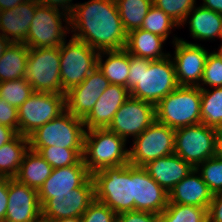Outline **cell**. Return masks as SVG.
<instances>
[{
    "label": "cell",
    "instance_id": "6da1fadb",
    "mask_svg": "<svg viewBox=\"0 0 222 222\" xmlns=\"http://www.w3.org/2000/svg\"><path fill=\"white\" fill-rule=\"evenodd\" d=\"M72 37L97 51L124 49L128 33L115 0H90L74 4L69 15Z\"/></svg>",
    "mask_w": 222,
    "mask_h": 222
},
{
    "label": "cell",
    "instance_id": "7a4b0ae2",
    "mask_svg": "<svg viewBox=\"0 0 222 222\" xmlns=\"http://www.w3.org/2000/svg\"><path fill=\"white\" fill-rule=\"evenodd\" d=\"M171 55L149 60L129 54L128 90L130 96L156 105L175 90L177 82Z\"/></svg>",
    "mask_w": 222,
    "mask_h": 222
},
{
    "label": "cell",
    "instance_id": "3957f363",
    "mask_svg": "<svg viewBox=\"0 0 222 222\" xmlns=\"http://www.w3.org/2000/svg\"><path fill=\"white\" fill-rule=\"evenodd\" d=\"M95 199L117 215L134 210L132 165L106 167L92 175Z\"/></svg>",
    "mask_w": 222,
    "mask_h": 222
},
{
    "label": "cell",
    "instance_id": "277c9868",
    "mask_svg": "<svg viewBox=\"0 0 222 222\" xmlns=\"http://www.w3.org/2000/svg\"><path fill=\"white\" fill-rule=\"evenodd\" d=\"M125 144L122 137L107 128L86 130L83 161L88 172L93 175L106 167L129 164V150L124 149Z\"/></svg>",
    "mask_w": 222,
    "mask_h": 222
},
{
    "label": "cell",
    "instance_id": "5b68a950",
    "mask_svg": "<svg viewBox=\"0 0 222 222\" xmlns=\"http://www.w3.org/2000/svg\"><path fill=\"white\" fill-rule=\"evenodd\" d=\"M156 121L172 129L201 123V88L178 86L156 105Z\"/></svg>",
    "mask_w": 222,
    "mask_h": 222
},
{
    "label": "cell",
    "instance_id": "8992f818",
    "mask_svg": "<svg viewBox=\"0 0 222 222\" xmlns=\"http://www.w3.org/2000/svg\"><path fill=\"white\" fill-rule=\"evenodd\" d=\"M82 118L65 110L55 119L39 127L29 136L30 147L56 146L84 149L86 129Z\"/></svg>",
    "mask_w": 222,
    "mask_h": 222
},
{
    "label": "cell",
    "instance_id": "52a82bcc",
    "mask_svg": "<svg viewBox=\"0 0 222 222\" xmlns=\"http://www.w3.org/2000/svg\"><path fill=\"white\" fill-rule=\"evenodd\" d=\"M59 47L62 94L79 85L97 68L99 51L73 37Z\"/></svg>",
    "mask_w": 222,
    "mask_h": 222
},
{
    "label": "cell",
    "instance_id": "ba28073f",
    "mask_svg": "<svg viewBox=\"0 0 222 222\" xmlns=\"http://www.w3.org/2000/svg\"><path fill=\"white\" fill-rule=\"evenodd\" d=\"M24 78L34 92L62 93L59 47L29 48Z\"/></svg>",
    "mask_w": 222,
    "mask_h": 222
},
{
    "label": "cell",
    "instance_id": "9c48e42d",
    "mask_svg": "<svg viewBox=\"0 0 222 222\" xmlns=\"http://www.w3.org/2000/svg\"><path fill=\"white\" fill-rule=\"evenodd\" d=\"M65 110V94L34 92L18 108V133L29 137Z\"/></svg>",
    "mask_w": 222,
    "mask_h": 222
},
{
    "label": "cell",
    "instance_id": "30bf717a",
    "mask_svg": "<svg viewBox=\"0 0 222 222\" xmlns=\"http://www.w3.org/2000/svg\"><path fill=\"white\" fill-rule=\"evenodd\" d=\"M63 21L69 26V15L59 9L38 5L28 29L25 45L28 48L60 47L65 41L69 27L62 25ZM67 21V22H66Z\"/></svg>",
    "mask_w": 222,
    "mask_h": 222
},
{
    "label": "cell",
    "instance_id": "8fae6325",
    "mask_svg": "<svg viewBox=\"0 0 222 222\" xmlns=\"http://www.w3.org/2000/svg\"><path fill=\"white\" fill-rule=\"evenodd\" d=\"M133 141L129 164L143 167L150 161L174 153L175 129L155 121Z\"/></svg>",
    "mask_w": 222,
    "mask_h": 222
},
{
    "label": "cell",
    "instance_id": "7c38bea8",
    "mask_svg": "<svg viewBox=\"0 0 222 222\" xmlns=\"http://www.w3.org/2000/svg\"><path fill=\"white\" fill-rule=\"evenodd\" d=\"M174 153L196 168L216 155V129L203 123L175 129Z\"/></svg>",
    "mask_w": 222,
    "mask_h": 222
},
{
    "label": "cell",
    "instance_id": "4fadbf2b",
    "mask_svg": "<svg viewBox=\"0 0 222 222\" xmlns=\"http://www.w3.org/2000/svg\"><path fill=\"white\" fill-rule=\"evenodd\" d=\"M155 121L154 104L129 96L115 113L107 129L127 141L129 136L136 138Z\"/></svg>",
    "mask_w": 222,
    "mask_h": 222
},
{
    "label": "cell",
    "instance_id": "5bb4252c",
    "mask_svg": "<svg viewBox=\"0 0 222 222\" xmlns=\"http://www.w3.org/2000/svg\"><path fill=\"white\" fill-rule=\"evenodd\" d=\"M95 200V184L92 175L69 194H53L41 206V217L53 221L60 218L80 217Z\"/></svg>",
    "mask_w": 222,
    "mask_h": 222
},
{
    "label": "cell",
    "instance_id": "9a60e30c",
    "mask_svg": "<svg viewBox=\"0 0 222 222\" xmlns=\"http://www.w3.org/2000/svg\"><path fill=\"white\" fill-rule=\"evenodd\" d=\"M174 39L175 56L172 61L179 86L199 87L209 52L198 44Z\"/></svg>",
    "mask_w": 222,
    "mask_h": 222
},
{
    "label": "cell",
    "instance_id": "2e32d148",
    "mask_svg": "<svg viewBox=\"0 0 222 222\" xmlns=\"http://www.w3.org/2000/svg\"><path fill=\"white\" fill-rule=\"evenodd\" d=\"M109 86L110 82L95 68L83 82L65 93L66 110L83 119Z\"/></svg>",
    "mask_w": 222,
    "mask_h": 222
},
{
    "label": "cell",
    "instance_id": "e0dca14e",
    "mask_svg": "<svg viewBox=\"0 0 222 222\" xmlns=\"http://www.w3.org/2000/svg\"><path fill=\"white\" fill-rule=\"evenodd\" d=\"M40 217L38 191L8 177V205L4 222H36Z\"/></svg>",
    "mask_w": 222,
    "mask_h": 222
},
{
    "label": "cell",
    "instance_id": "ac0fdd59",
    "mask_svg": "<svg viewBox=\"0 0 222 222\" xmlns=\"http://www.w3.org/2000/svg\"><path fill=\"white\" fill-rule=\"evenodd\" d=\"M134 210L161 214L168 204V193L143 167L132 165Z\"/></svg>",
    "mask_w": 222,
    "mask_h": 222
},
{
    "label": "cell",
    "instance_id": "d6986e66",
    "mask_svg": "<svg viewBox=\"0 0 222 222\" xmlns=\"http://www.w3.org/2000/svg\"><path fill=\"white\" fill-rule=\"evenodd\" d=\"M91 174L84 165L83 158L75 165L54 168L51 175L38 190V200L42 206L53 194H69L80 187Z\"/></svg>",
    "mask_w": 222,
    "mask_h": 222
},
{
    "label": "cell",
    "instance_id": "ffe728a7",
    "mask_svg": "<svg viewBox=\"0 0 222 222\" xmlns=\"http://www.w3.org/2000/svg\"><path fill=\"white\" fill-rule=\"evenodd\" d=\"M130 91L122 85L110 84L91 111L82 119L87 130L108 128L115 113L129 98Z\"/></svg>",
    "mask_w": 222,
    "mask_h": 222
},
{
    "label": "cell",
    "instance_id": "44dd1931",
    "mask_svg": "<svg viewBox=\"0 0 222 222\" xmlns=\"http://www.w3.org/2000/svg\"><path fill=\"white\" fill-rule=\"evenodd\" d=\"M38 5L36 0H28L15 9L0 11L1 34L11 43L24 44Z\"/></svg>",
    "mask_w": 222,
    "mask_h": 222
},
{
    "label": "cell",
    "instance_id": "7402d4cb",
    "mask_svg": "<svg viewBox=\"0 0 222 222\" xmlns=\"http://www.w3.org/2000/svg\"><path fill=\"white\" fill-rule=\"evenodd\" d=\"M143 168L167 193L194 169L175 153L150 161Z\"/></svg>",
    "mask_w": 222,
    "mask_h": 222
},
{
    "label": "cell",
    "instance_id": "603a6c76",
    "mask_svg": "<svg viewBox=\"0 0 222 222\" xmlns=\"http://www.w3.org/2000/svg\"><path fill=\"white\" fill-rule=\"evenodd\" d=\"M212 197L213 194L210 192L207 184L194 168L168 193V204L193 205L208 209Z\"/></svg>",
    "mask_w": 222,
    "mask_h": 222
},
{
    "label": "cell",
    "instance_id": "cb8c5ba5",
    "mask_svg": "<svg viewBox=\"0 0 222 222\" xmlns=\"http://www.w3.org/2000/svg\"><path fill=\"white\" fill-rule=\"evenodd\" d=\"M166 39L144 29H135L128 33L125 49L130 55L149 60H161L170 54L163 53Z\"/></svg>",
    "mask_w": 222,
    "mask_h": 222
},
{
    "label": "cell",
    "instance_id": "d4e9b609",
    "mask_svg": "<svg viewBox=\"0 0 222 222\" xmlns=\"http://www.w3.org/2000/svg\"><path fill=\"white\" fill-rule=\"evenodd\" d=\"M52 170V166L38 152L29 148L14 178L38 191L51 175Z\"/></svg>",
    "mask_w": 222,
    "mask_h": 222
},
{
    "label": "cell",
    "instance_id": "484cf974",
    "mask_svg": "<svg viewBox=\"0 0 222 222\" xmlns=\"http://www.w3.org/2000/svg\"><path fill=\"white\" fill-rule=\"evenodd\" d=\"M189 17L190 19L188 20ZM187 20L189 21V29L193 38L200 40H211L215 37L220 38L222 14L203 6L194 7L187 14V18L182 25H184L185 22L187 23Z\"/></svg>",
    "mask_w": 222,
    "mask_h": 222
},
{
    "label": "cell",
    "instance_id": "4316f807",
    "mask_svg": "<svg viewBox=\"0 0 222 222\" xmlns=\"http://www.w3.org/2000/svg\"><path fill=\"white\" fill-rule=\"evenodd\" d=\"M106 54L108 58L104 61L102 57ZM97 67L110 84L122 85L128 88L129 53L125 48L100 51Z\"/></svg>",
    "mask_w": 222,
    "mask_h": 222
},
{
    "label": "cell",
    "instance_id": "83f0119b",
    "mask_svg": "<svg viewBox=\"0 0 222 222\" xmlns=\"http://www.w3.org/2000/svg\"><path fill=\"white\" fill-rule=\"evenodd\" d=\"M29 137L17 134L11 141L0 147V177L14 178L29 150Z\"/></svg>",
    "mask_w": 222,
    "mask_h": 222
},
{
    "label": "cell",
    "instance_id": "f1b7e54d",
    "mask_svg": "<svg viewBox=\"0 0 222 222\" xmlns=\"http://www.w3.org/2000/svg\"><path fill=\"white\" fill-rule=\"evenodd\" d=\"M28 54L25 44L11 43L0 59V82L24 78Z\"/></svg>",
    "mask_w": 222,
    "mask_h": 222
},
{
    "label": "cell",
    "instance_id": "f546056e",
    "mask_svg": "<svg viewBox=\"0 0 222 222\" xmlns=\"http://www.w3.org/2000/svg\"><path fill=\"white\" fill-rule=\"evenodd\" d=\"M123 27L127 33L140 29L153 0H115Z\"/></svg>",
    "mask_w": 222,
    "mask_h": 222
},
{
    "label": "cell",
    "instance_id": "4dcf8cb0",
    "mask_svg": "<svg viewBox=\"0 0 222 222\" xmlns=\"http://www.w3.org/2000/svg\"><path fill=\"white\" fill-rule=\"evenodd\" d=\"M201 88V123L217 129L222 127V87Z\"/></svg>",
    "mask_w": 222,
    "mask_h": 222
},
{
    "label": "cell",
    "instance_id": "1f68e13d",
    "mask_svg": "<svg viewBox=\"0 0 222 222\" xmlns=\"http://www.w3.org/2000/svg\"><path fill=\"white\" fill-rule=\"evenodd\" d=\"M160 222H208V209L193 205L167 204Z\"/></svg>",
    "mask_w": 222,
    "mask_h": 222
},
{
    "label": "cell",
    "instance_id": "d6a6232c",
    "mask_svg": "<svg viewBox=\"0 0 222 222\" xmlns=\"http://www.w3.org/2000/svg\"><path fill=\"white\" fill-rule=\"evenodd\" d=\"M38 152L52 168H60L77 164L83 158L84 149H66L56 146L30 147Z\"/></svg>",
    "mask_w": 222,
    "mask_h": 222
},
{
    "label": "cell",
    "instance_id": "836d02e7",
    "mask_svg": "<svg viewBox=\"0 0 222 222\" xmlns=\"http://www.w3.org/2000/svg\"><path fill=\"white\" fill-rule=\"evenodd\" d=\"M33 93V87L25 78L0 82V99H4L17 109Z\"/></svg>",
    "mask_w": 222,
    "mask_h": 222
},
{
    "label": "cell",
    "instance_id": "e575fe53",
    "mask_svg": "<svg viewBox=\"0 0 222 222\" xmlns=\"http://www.w3.org/2000/svg\"><path fill=\"white\" fill-rule=\"evenodd\" d=\"M175 26L179 25L153 4L146 14L141 29L157 34L167 40L171 28Z\"/></svg>",
    "mask_w": 222,
    "mask_h": 222
},
{
    "label": "cell",
    "instance_id": "d590c367",
    "mask_svg": "<svg viewBox=\"0 0 222 222\" xmlns=\"http://www.w3.org/2000/svg\"><path fill=\"white\" fill-rule=\"evenodd\" d=\"M201 165V166H200ZM214 195L222 192V158L215 155L200 163L196 168Z\"/></svg>",
    "mask_w": 222,
    "mask_h": 222
},
{
    "label": "cell",
    "instance_id": "8d00e7d4",
    "mask_svg": "<svg viewBox=\"0 0 222 222\" xmlns=\"http://www.w3.org/2000/svg\"><path fill=\"white\" fill-rule=\"evenodd\" d=\"M153 4L181 26L195 7V0H153Z\"/></svg>",
    "mask_w": 222,
    "mask_h": 222
},
{
    "label": "cell",
    "instance_id": "74e56055",
    "mask_svg": "<svg viewBox=\"0 0 222 222\" xmlns=\"http://www.w3.org/2000/svg\"><path fill=\"white\" fill-rule=\"evenodd\" d=\"M201 82L199 87H202V84L203 86L207 84L211 88L222 87V59L213 52L206 58Z\"/></svg>",
    "mask_w": 222,
    "mask_h": 222
},
{
    "label": "cell",
    "instance_id": "f35d334b",
    "mask_svg": "<svg viewBox=\"0 0 222 222\" xmlns=\"http://www.w3.org/2000/svg\"><path fill=\"white\" fill-rule=\"evenodd\" d=\"M82 222H117V214L96 199L81 216Z\"/></svg>",
    "mask_w": 222,
    "mask_h": 222
},
{
    "label": "cell",
    "instance_id": "ab89813d",
    "mask_svg": "<svg viewBox=\"0 0 222 222\" xmlns=\"http://www.w3.org/2000/svg\"><path fill=\"white\" fill-rule=\"evenodd\" d=\"M0 125L13 128L18 133V109L0 99Z\"/></svg>",
    "mask_w": 222,
    "mask_h": 222
},
{
    "label": "cell",
    "instance_id": "60d3db41",
    "mask_svg": "<svg viewBox=\"0 0 222 222\" xmlns=\"http://www.w3.org/2000/svg\"><path fill=\"white\" fill-rule=\"evenodd\" d=\"M117 222H160V215L148 211L133 210L119 213Z\"/></svg>",
    "mask_w": 222,
    "mask_h": 222
},
{
    "label": "cell",
    "instance_id": "b9f144b4",
    "mask_svg": "<svg viewBox=\"0 0 222 222\" xmlns=\"http://www.w3.org/2000/svg\"><path fill=\"white\" fill-rule=\"evenodd\" d=\"M208 222H222V192L212 197L208 208Z\"/></svg>",
    "mask_w": 222,
    "mask_h": 222
},
{
    "label": "cell",
    "instance_id": "7bdbcfd3",
    "mask_svg": "<svg viewBox=\"0 0 222 222\" xmlns=\"http://www.w3.org/2000/svg\"><path fill=\"white\" fill-rule=\"evenodd\" d=\"M8 205V177H0V222L5 221Z\"/></svg>",
    "mask_w": 222,
    "mask_h": 222
},
{
    "label": "cell",
    "instance_id": "ee69618b",
    "mask_svg": "<svg viewBox=\"0 0 222 222\" xmlns=\"http://www.w3.org/2000/svg\"><path fill=\"white\" fill-rule=\"evenodd\" d=\"M36 1L43 6L62 9V11L67 13L68 15L71 14L74 8V4L71 3L72 0H36Z\"/></svg>",
    "mask_w": 222,
    "mask_h": 222
},
{
    "label": "cell",
    "instance_id": "f6af8a7d",
    "mask_svg": "<svg viewBox=\"0 0 222 222\" xmlns=\"http://www.w3.org/2000/svg\"><path fill=\"white\" fill-rule=\"evenodd\" d=\"M17 134L13 128L0 125V147L11 141Z\"/></svg>",
    "mask_w": 222,
    "mask_h": 222
},
{
    "label": "cell",
    "instance_id": "bcb514c9",
    "mask_svg": "<svg viewBox=\"0 0 222 222\" xmlns=\"http://www.w3.org/2000/svg\"><path fill=\"white\" fill-rule=\"evenodd\" d=\"M203 7L222 14V0H203Z\"/></svg>",
    "mask_w": 222,
    "mask_h": 222
},
{
    "label": "cell",
    "instance_id": "7dc6e473",
    "mask_svg": "<svg viewBox=\"0 0 222 222\" xmlns=\"http://www.w3.org/2000/svg\"><path fill=\"white\" fill-rule=\"evenodd\" d=\"M28 0H0V11L15 9L19 4Z\"/></svg>",
    "mask_w": 222,
    "mask_h": 222
},
{
    "label": "cell",
    "instance_id": "c3c4849f",
    "mask_svg": "<svg viewBox=\"0 0 222 222\" xmlns=\"http://www.w3.org/2000/svg\"><path fill=\"white\" fill-rule=\"evenodd\" d=\"M216 155L222 158V127L216 129Z\"/></svg>",
    "mask_w": 222,
    "mask_h": 222
},
{
    "label": "cell",
    "instance_id": "681fc988",
    "mask_svg": "<svg viewBox=\"0 0 222 222\" xmlns=\"http://www.w3.org/2000/svg\"><path fill=\"white\" fill-rule=\"evenodd\" d=\"M11 45V42L0 33V59L4 51Z\"/></svg>",
    "mask_w": 222,
    "mask_h": 222
},
{
    "label": "cell",
    "instance_id": "f907efd6",
    "mask_svg": "<svg viewBox=\"0 0 222 222\" xmlns=\"http://www.w3.org/2000/svg\"><path fill=\"white\" fill-rule=\"evenodd\" d=\"M52 222H82L80 217L73 218H60L57 220H53Z\"/></svg>",
    "mask_w": 222,
    "mask_h": 222
},
{
    "label": "cell",
    "instance_id": "816d5d0a",
    "mask_svg": "<svg viewBox=\"0 0 222 222\" xmlns=\"http://www.w3.org/2000/svg\"><path fill=\"white\" fill-rule=\"evenodd\" d=\"M221 40H222V39H221ZM213 53L216 54L219 58L222 59V44H221V46H220L218 52H213Z\"/></svg>",
    "mask_w": 222,
    "mask_h": 222
},
{
    "label": "cell",
    "instance_id": "f5cc1de1",
    "mask_svg": "<svg viewBox=\"0 0 222 222\" xmlns=\"http://www.w3.org/2000/svg\"><path fill=\"white\" fill-rule=\"evenodd\" d=\"M36 222H52V221L40 217Z\"/></svg>",
    "mask_w": 222,
    "mask_h": 222
},
{
    "label": "cell",
    "instance_id": "db71d44e",
    "mask_svg": "<svg viewBox=\"0 0 222 222\" xmlns=\"http://www.w3.org/2000/svg\"><path fill=\"white\" fill-rule=\"evenodd\" d=\"M220 39H222V26H221V34H220Z\"/></svg>",
    "mask_w": 222,
    "mask_h": 222
}]
</instances>
